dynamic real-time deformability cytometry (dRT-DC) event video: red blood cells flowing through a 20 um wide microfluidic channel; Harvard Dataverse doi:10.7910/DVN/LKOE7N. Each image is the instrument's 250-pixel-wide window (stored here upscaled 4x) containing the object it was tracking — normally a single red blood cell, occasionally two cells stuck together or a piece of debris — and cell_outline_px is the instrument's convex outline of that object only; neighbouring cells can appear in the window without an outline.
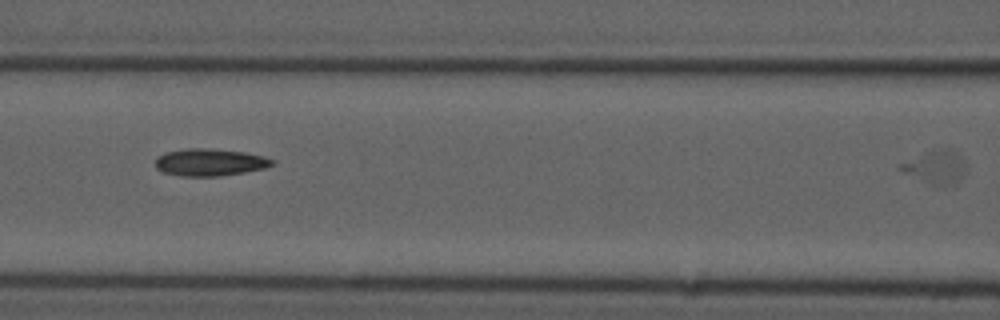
{"species": "common noctule bat (a hibernating species)", "species_latin": "Nyctalus noctula", "temperature_condition": "cold", "stored_images_in_passage": 22, "segment_of_instrument_passage": [2, 2], "camera_frame_rate_fps": 3000, "um_per_image_px": 0.085, "animal": {"sex": "male", "forearm_length_mm": 52.5}, "frame": {"image": 1, "passage_image": 22, "time_ms": 7.0, "image_size_px": [1000, 320], "cell_outline_px": [[964, 172], [960, 180], [956, 184], [940, 184], [904, 172], [900, 168], [900, 164], [932, 148], [952, 148], [956, 152], [964, 168]], "centroid_in_image_um": [79.56, 14.12], "position_along_channel_um": 87.0, "area_um2": 11.79}}